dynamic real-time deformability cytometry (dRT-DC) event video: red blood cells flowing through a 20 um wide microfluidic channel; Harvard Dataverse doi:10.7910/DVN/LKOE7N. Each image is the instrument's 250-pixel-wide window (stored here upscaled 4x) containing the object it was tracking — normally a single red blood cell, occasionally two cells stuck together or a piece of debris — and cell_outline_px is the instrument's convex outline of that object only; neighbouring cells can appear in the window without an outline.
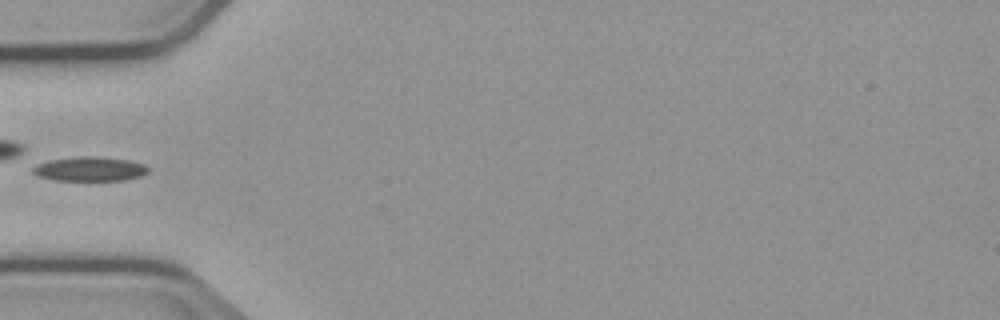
{"species": "common noctule bat (a hibernating species)", "species_latin": "Nyctalus noctula", "temperature_condition": "cold", "stored_images_in_passage": 35, "camera_frame_rate_fps": 3000, "um_per_image_px": 0.085, "animal": {"sex": "male", "body_mass_g": 23.1, "forearm_length_mm": 52.7}, "frame": {"image": 1, "passage_image": 1, "time_ms": 0.0, "image_size_px": [1000, 320], "cell_outline_px": [[148, 172], [140, 176], [124, 180], [52, 180], [36, 176], [32, 172], [32, 168], [36, 164], [52, 160], [80, 156], [96, 156], [128, 160], [144, 164], [148, 168]], "centroid_in_image_um": [7.6, 14.36], "position_along_channel_um": 77.4, "area_um2": 16.3}}